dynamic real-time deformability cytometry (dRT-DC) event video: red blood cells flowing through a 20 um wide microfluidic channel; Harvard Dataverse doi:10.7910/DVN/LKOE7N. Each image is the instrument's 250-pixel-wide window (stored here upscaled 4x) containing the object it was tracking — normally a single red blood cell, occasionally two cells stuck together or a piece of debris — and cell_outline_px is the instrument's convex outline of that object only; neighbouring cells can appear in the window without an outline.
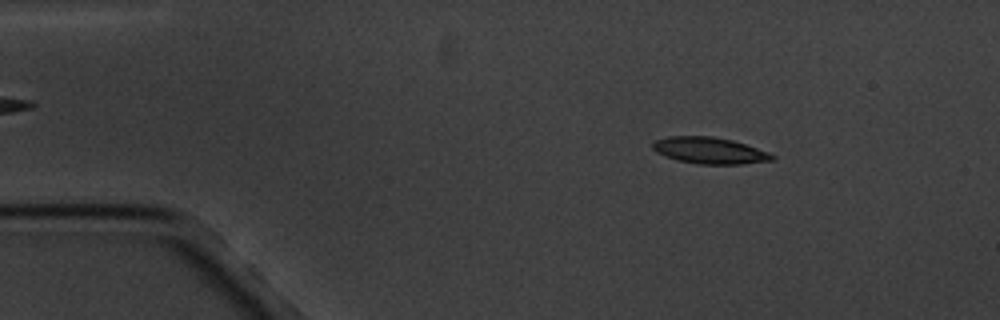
{"species": "common noctule bat (a hibernating species)", "species_latin": "Nyctalus noctula", "temperature_condition": "cold", "stored_images_in_passage": 7, "camera_frame_rate_fps": 3000, "um_per_image_px": 0.085, "animal": {"sex": "male", "body_mass_g": 20.1, "forearm_length_mm": 53.5}, "frame": {"image": 1, "passage_image": 2, "time_ms": 1.0, "image_size_px": [1000, 320], "cell_outline_px": [[776, 156], [772, 160], [740, 164], [700, 164], [680, 160], [656, 152], [652, 148], [652, 144], [656, 140], [668, 136], [712, 136], [732, 140], [768, 152]], "centroid_in_image_um": [60.31, 12.78], "position_along_channel_um": 24.7, "area_um2": 18.09}}
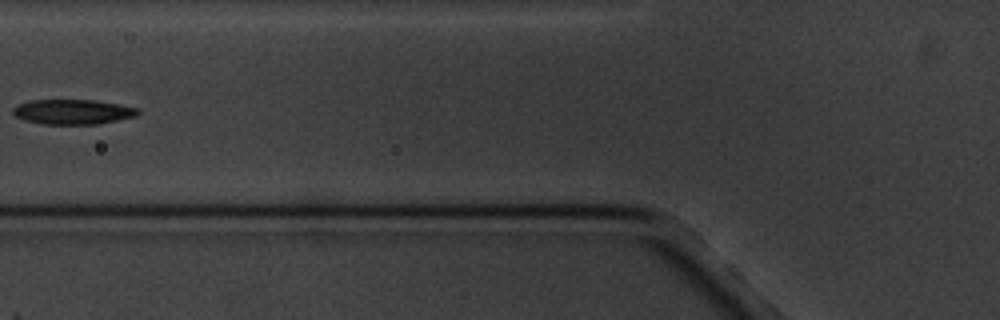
{"frame": {"image": 2, "passage_image": 6, "time_ms": 5.667, "image_size_px": [1000, 320], "cell_outline_px": [[140, 112], [136, 116], [96, 124], [44, 124], [24, 120], [16, 116], [12, 112], [12, 108], [16, 104], [28, 100], [96, 100], [120, 104], [140, 108]], "centroid_in_image_um": [6.18, 9.49], "position_along_channel_um": 119.6, "area_um2": 18.26}}
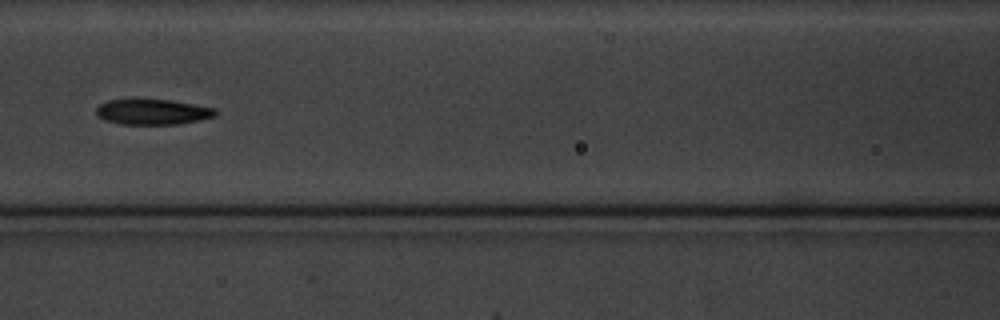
{"frame": {"image": 3, "passage_image": 7, "time_ms": 6.667, "image_size_px": [1000, 320], "cell_outline_px": [[220, 112], [216, 116], [200, 120], [180, 124], [120, 124], [104, 120], [96, 116], [96, 108], [100, 104], [108, 100], [136, 96], [172, 100], [216, 108]], "centroid_in_image_um": [12.95, 9.46], "position_along_channel_um": 153.6, "area_um2": 18.73}}